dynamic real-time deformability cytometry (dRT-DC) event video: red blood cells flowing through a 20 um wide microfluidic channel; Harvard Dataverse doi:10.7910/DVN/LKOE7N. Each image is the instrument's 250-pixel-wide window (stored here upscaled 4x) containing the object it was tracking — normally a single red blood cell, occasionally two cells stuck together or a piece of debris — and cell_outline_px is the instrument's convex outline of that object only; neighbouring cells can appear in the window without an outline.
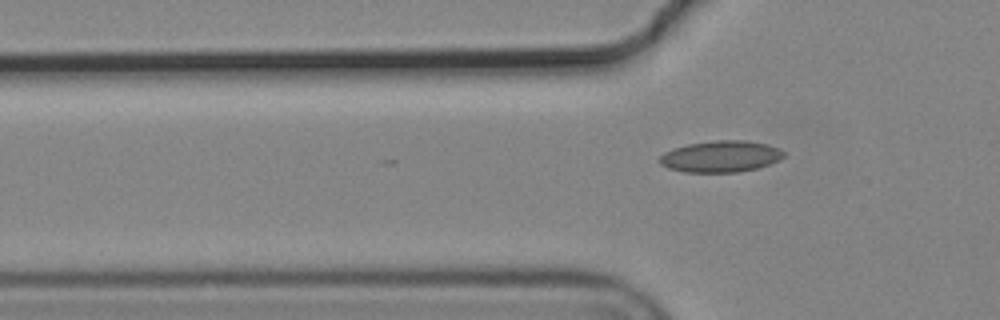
{"species": "common noctule bat (a hibernating species)", "species_latin": "Nyctalus noctula", "temperature_condition": "cold", "stored_images_in_passage": 8, "segment_of_instrument_passage": [2, 2], "camera_frame_rate_fps": 3000, "um_per_image_px": 0.085, "animal": {"sex": "male", "body_mass_g": 19.2, "forearm_length_mm": 51.8}, "frame": {"image": 1, "passage_image": 8, "time_ms": 2.333, "image_size_px": [1000, 320], "cell_outline_px": [[784, 156], [780, 160], [756, 168], [740, 172], [684, 172], [668, 168], [660, 164], [656, 160], [664, 152], [672, 148], [688, 144], [716, 140], [744, 140], [768, 144], [780, 148], [784, 152]], "centroid_in_image_um": [61.24, 13.29], "position_along_channel_um": 64.6, "area_um2": 22.95}}